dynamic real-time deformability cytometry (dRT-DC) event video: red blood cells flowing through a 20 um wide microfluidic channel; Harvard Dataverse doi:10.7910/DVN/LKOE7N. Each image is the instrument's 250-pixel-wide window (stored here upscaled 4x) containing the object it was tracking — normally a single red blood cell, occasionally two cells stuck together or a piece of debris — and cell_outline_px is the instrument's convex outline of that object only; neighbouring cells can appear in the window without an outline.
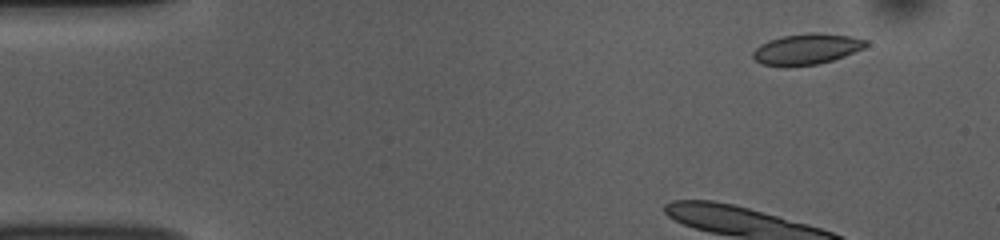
{"species": "common noctule bat (a hibernating species)", "species_latin": "Nyctalus noctula", "temperature_condition": "room temperature", "stored_images_in_passage": 14, "camera_frame_rate_fps": 3000, "um_per_image_px": 0.085, "animal": {"sex": "female", "body_mass_g": 10.0, "forearm_length_mm": 53.1}, "frame": {"image": 1, "passage_image": 5, "time_ms": 1.333, "image_size_px": [1000, 240], "cell_outline_px": [[868, 44], [864, 48], [844, 56], [820, 64], [784, 68], [760, 64], [752, 56], [752, 52], [760, 44], [768, 40], [784, 36], [808, 32], [816, 32], [848, 36], [868, 40]], "centroid_in_image_um": [68.52, 4.19], "position_along_channel_um": 16.5, "area_um2": 20.63}}